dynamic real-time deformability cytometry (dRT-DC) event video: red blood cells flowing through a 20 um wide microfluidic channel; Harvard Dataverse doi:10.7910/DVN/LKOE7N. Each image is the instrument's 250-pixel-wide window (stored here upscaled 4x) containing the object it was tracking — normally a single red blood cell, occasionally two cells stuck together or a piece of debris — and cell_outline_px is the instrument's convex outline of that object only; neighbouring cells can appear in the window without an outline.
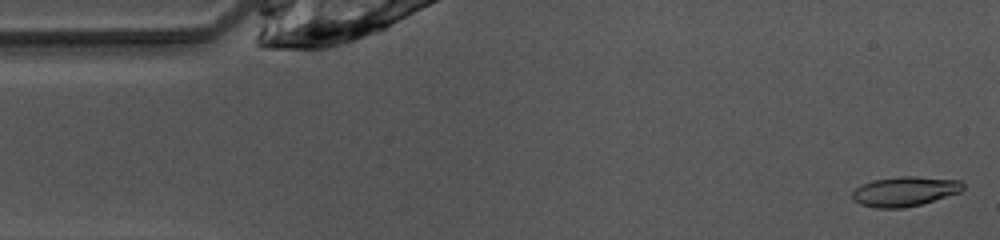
{"species": "common noctule bat (a hibernating species)", "species_latin": "Nyctalus noctula", "temperature_condition": "warm", "stored_images_in_passage": 47, "camera_frame_rate_fps": 3000, "um_per_image_px": 0.085, "animal": {"sex": "female", "body_mass_g": 10.0, "forearm_length_mm": 53.1}, "frame": {"image": 1, "passage_image": 1, "time_ms": 0.0, "image_size_px": [1000, 240], "cell_outline_px": [[964, 188], [960, 192], [920, 204], [904, 208], [876, 208], [860, 204], [852, 196], [852, 192], [860, 184], [872, 180], [900, 176], [916, 176], [960, 180], [964, 184]], "centroid_in_image_um": [76.9, 16.25], "position_along_channel_um": 8.1, "area_um2": 19.13}}
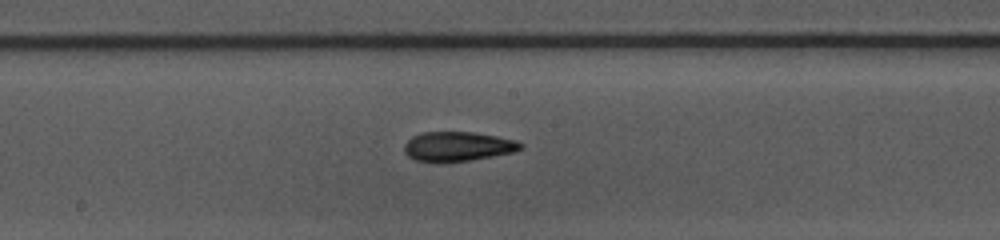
{"frame": {"image": 2, "passage_image": 23, "time_ms": 7.333, "image_size_px": [1000, 240], "cell_outline_px": [[524, 144], [516, 152], [468, 160], [440, 164], [416, 160], [408, 156], [404, 152], [404, 144], [412, 136], [420, 132], [472, 132], [496, 136], [516, 140]], "centroid_in_image_um": [38.87, 12.46], "position_along_channel_um": 209.3, "area_um2": 20.29}}
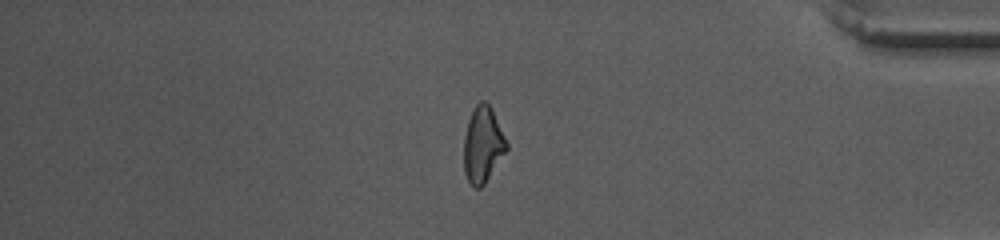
{"frame": {"image": 3, "passage_image": 39, "time_ms": 12.667, "image_size_px": [1000, 240], "cell_outline_px": [[508, 148], [484, 184], [480, 188], [472, 188], [464, 172], [464, 136], [468, 120], [472, 108], [480, 100], [484, 100], [492, 108], [508, 144]], "centroid_in_image_um": [41.02, 12.28], "position_along_channel_um": 394.2, "area_um2": 18.96}, "authors_computed_cell_mechanics": {"area_um2": 19.4786, "velocity_mm_per_s": 4.0938, "shape_relaxation_time_tau1_ms": 8.5868, "shape_relaxation_time_tau2_ms": 2.795, "deformation_change_tau1": 0.2281, "deformation_change_tau2": 0.0993}}